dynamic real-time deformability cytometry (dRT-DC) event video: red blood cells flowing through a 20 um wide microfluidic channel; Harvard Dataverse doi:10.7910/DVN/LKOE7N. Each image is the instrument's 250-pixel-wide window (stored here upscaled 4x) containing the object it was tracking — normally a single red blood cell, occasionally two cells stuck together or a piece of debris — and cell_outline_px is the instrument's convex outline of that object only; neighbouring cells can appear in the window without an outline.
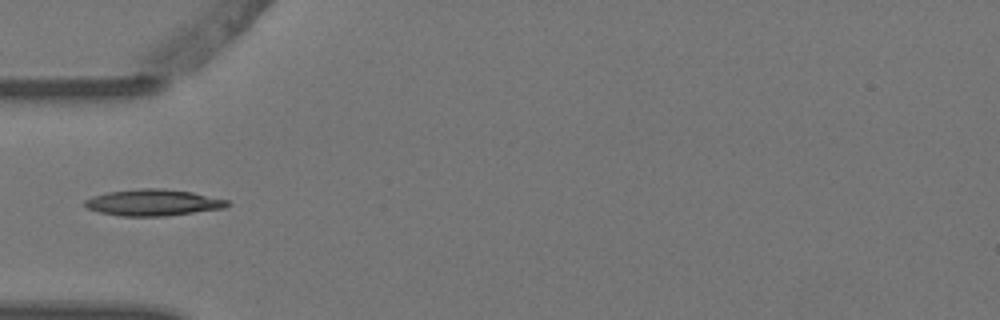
{"species": "Egyptian fruit bat (a non-hibernating species)", "species_latin": "Rousettus aegyptiacus", "temperature_condition": "warm", "stored_images_in_passage": 1, "camera_frame_rate_fps": 3000, "um_per_image_px": 0.085, "animal": {"sex": "female"}, "frame": {"image": 1, "passage_image": 1, "time_ms": 0.0, "image_size_px": [1000, 320], "cell_outline_px": [[232, 204], [224, 208], [164, 216], [120, 216], [100, 212], [88, 208], [84, 204], [84, 200], [92, 196], [108, 192], [140, 188], [160, 188], [192, 192], [228, 200]], "centroid_in_image_um": [13.02, 17.21], "position_along_channel_um": 72.0, "area_um2": 21.85}}